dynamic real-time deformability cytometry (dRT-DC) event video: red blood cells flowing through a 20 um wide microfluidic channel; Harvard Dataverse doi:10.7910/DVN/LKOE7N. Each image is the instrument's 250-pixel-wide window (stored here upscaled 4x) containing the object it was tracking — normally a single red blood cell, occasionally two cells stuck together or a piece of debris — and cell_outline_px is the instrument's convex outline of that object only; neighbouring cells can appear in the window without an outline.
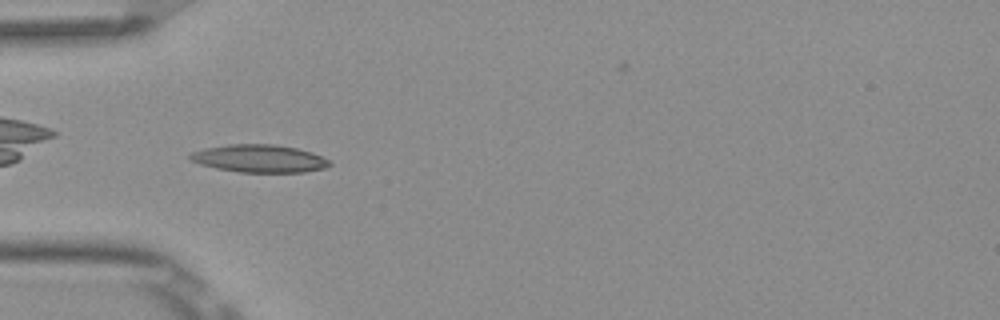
{"species": "Egyptian fruit bat (a non-hibernating species)", "species_latin": "Rousettus aegyptiacus", "temperature_condition": "room temperature", "stored_images_in_passage": 6, "camera_frame_rate_fps": 3000, "um_per_image_px": 0.085, "frame": {"image": 1, "passage_image": 4, "time_ms": 1.0, "image_size_px": [1000, 320], "cell_outline_px": [[332, 164], [324, 168], [304, 172], [240, 172], [216, 168], [200, 164], [192, 160], [188, 156], [192, 152], [204, 148], [228, 144], [276, 144], [296, 148], [312, 152], [328, 160]], "centroid_in_image_um": [22.04, 13.47], "position_along_channel_um": 63.0, "area_um2": 22.43}}
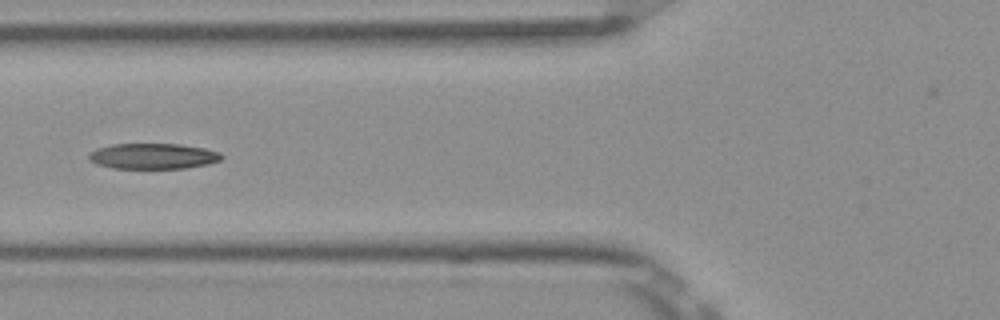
{"frame": {"image": 2, "passage_image": 5, "time_ms": 1.333, "image_size_px": [1000, 320], "cell_outline_px": [[224, 156], [220, 160], [208, 164], [184, 168], [112, 168], [96, 164], [88, 160], [88, 152], [96, 148], [112, 144], [180, 144], [204, 148], [220, 152]], "centroid_in_image_um": [12.97, 13.27], "position_along_channel_um": 112.8, "area_um2": 19.94}}
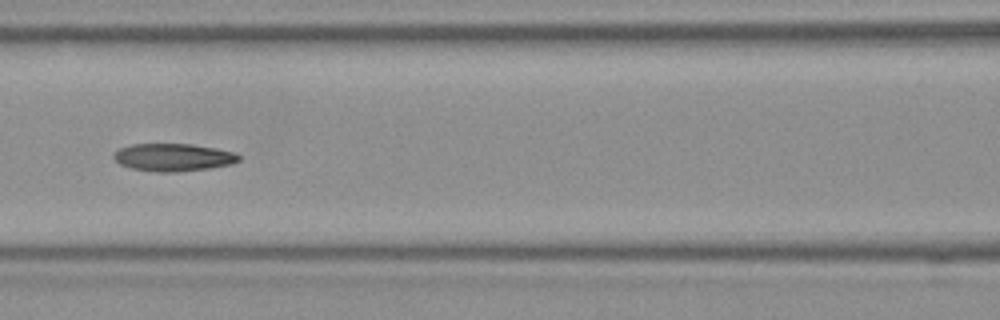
{"frame": {"image": 3, "passage_image": 6, "time_ms": 1.667, "image_size_px": [1000, 320], "cell_outline_px": [[240, 160], [232, 164], [208, 168], [176, 172], [160, 172], [132, 168], [120, 164], [112, 156], [120, 148], [132, 144], [192, 144], [216, 148], [236, 152], [240, 156]], "centroid_in_image_um": [14.77, 13.36], "position_along_channel_um": 151.8, "area_um2": 20.06}}